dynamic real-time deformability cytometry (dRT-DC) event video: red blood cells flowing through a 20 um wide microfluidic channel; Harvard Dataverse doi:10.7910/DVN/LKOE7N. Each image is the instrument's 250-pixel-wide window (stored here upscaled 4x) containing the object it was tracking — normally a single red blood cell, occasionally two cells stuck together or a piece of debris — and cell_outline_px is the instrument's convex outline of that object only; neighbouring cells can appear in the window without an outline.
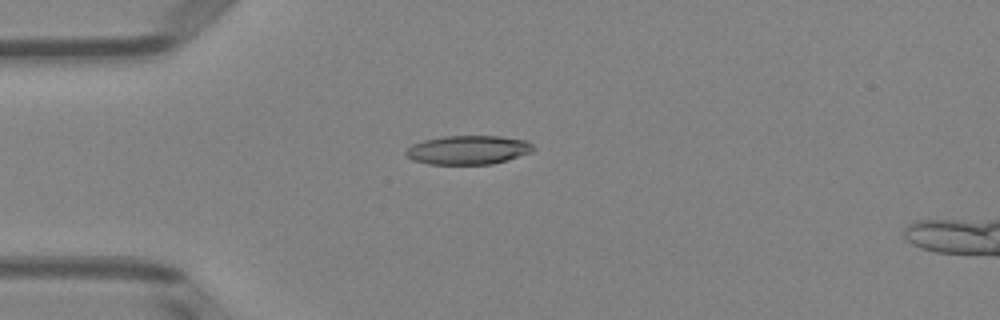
{"species": "Egyptian fruit bat (a non-hibernating species)", "species_latin": "Rousettus aegyptiacus", "temperature_condition": "room temperature", "stored_images_in_passage": 5, "camera_frame_rate_fps": 3000, "um_per_image_px": 0.085, "animal": {"sex": "female"}, "frame": {"image": 1, "passage_image": 4, "time_ms": 3.667, "image_size_px": [1000, 320], "cell_outline_px": [[536, 148], [532, 152], [508, 160], [492, 164], [428, 164], [412, 160], [404, 156], [404, 152], [412, 144], [424, 140], [444, 136], [500, 136], [528, 140]], "centroid_in_image_um": [39.8, 12.74], "position_along_channel_um": 45.2, "area_um2": 21.73}}